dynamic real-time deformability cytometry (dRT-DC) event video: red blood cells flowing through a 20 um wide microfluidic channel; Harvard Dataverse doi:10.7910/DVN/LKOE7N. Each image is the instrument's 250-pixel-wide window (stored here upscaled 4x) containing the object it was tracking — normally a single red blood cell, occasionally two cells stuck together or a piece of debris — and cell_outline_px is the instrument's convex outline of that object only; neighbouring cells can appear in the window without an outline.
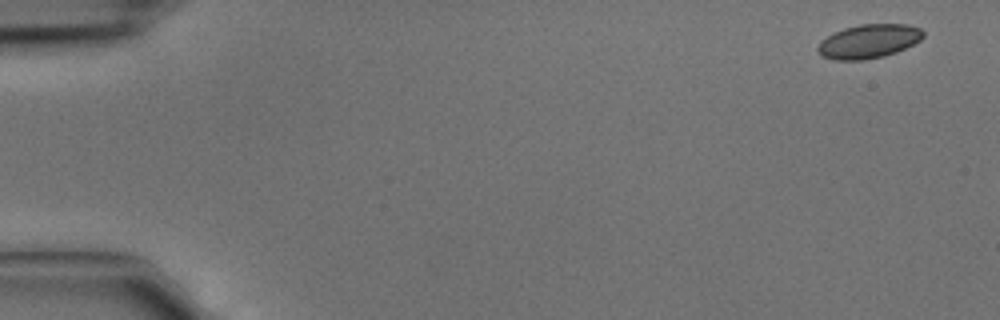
{"species": "common noctule bat (a hibernating species)", "species_latin": "Nyctalus noctula", "temperature_condition": "cold", "stored_images_in_passage": 3, "camera_frame_rate_fps": 3000, "um_per_image_px": 0.085, "animal": {"sex": "male", "body_mass_g": 15.6}, "frame": {"image": 1, "passage_image": 1, "time_ms": 0.0, "image_size_px": [1000, 320], "cell_outline_px": [[924, 36], [920, 40], [896, 52], [884, 56], [864, 60], [836, 60], [824, 56], [816, 48], [820, 40], [844, 28], [860, 24], [908, 24], [920, 28], [924, 32]], "centroid_in_image_um": [73.85, 3.5], "position_along_channel_um": 11.1, "area_um2": 20.69}}